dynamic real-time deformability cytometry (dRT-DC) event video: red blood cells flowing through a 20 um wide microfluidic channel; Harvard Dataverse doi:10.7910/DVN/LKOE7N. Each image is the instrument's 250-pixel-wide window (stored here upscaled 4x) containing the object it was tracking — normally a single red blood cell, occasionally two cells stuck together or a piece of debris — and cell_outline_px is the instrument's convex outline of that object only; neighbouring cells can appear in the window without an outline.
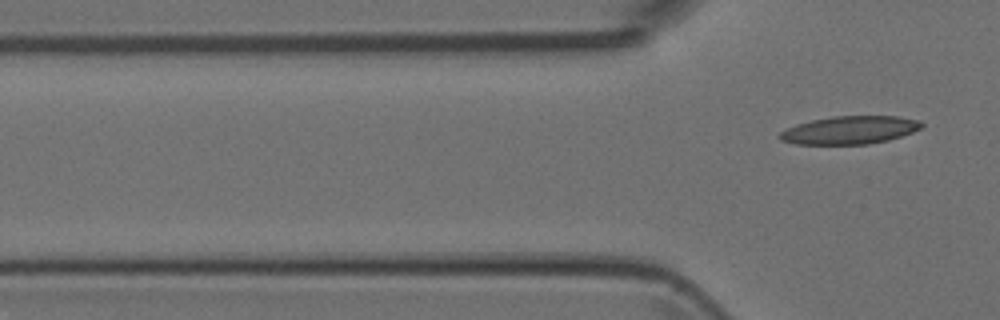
{"species": "Egyptian fruit bat (a non-hibernating species)", "species_latin": "Rousettus aegyptiacus", "temperature_condition": "room temperature", "stored_images_in_passage": 4, "segment_of_instrument_passage": [2, 2], "camera_frame_rate_fps": 3000, "um_per_image_px": 0.085, "animal": {"sex": "female"}, "frame": {"image": 1, "passage_image": 4, "time_ms": 3.333, "image_size_px": [1000, 320], "cell_outline_px": [[924, 128], [888, 140], [868, 144], [796, 144], [780, 140], [776, 136], [780, 132], [796, 124], [812, 120], [832, 116], [896, 116], [920, 120], [924, 124]], "centroid_in_image_um": [72.23, 11.05], "position_along_channel_um": 53.6, "area_um2": 23.24}}